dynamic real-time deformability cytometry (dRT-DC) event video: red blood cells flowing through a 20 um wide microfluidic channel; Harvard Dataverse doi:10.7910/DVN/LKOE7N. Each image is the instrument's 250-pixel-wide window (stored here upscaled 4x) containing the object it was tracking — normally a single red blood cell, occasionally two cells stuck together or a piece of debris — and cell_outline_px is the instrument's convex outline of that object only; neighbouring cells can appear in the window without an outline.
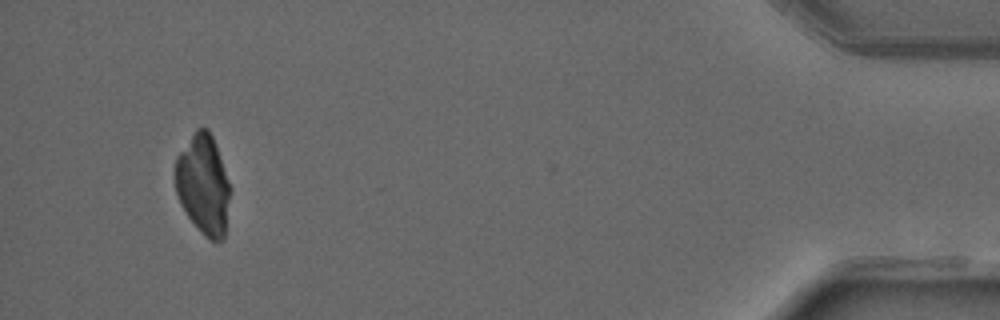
{"species": "common noctule bat (a hibernating species)", "species_latin": "Nyctalus noctula", "temperature_condition": "warm", "stored_images_in_passage": 45, "camera_frame_rate_fps": 3000, "um_per_image_px": 0.085, "animal": {"sex": "male", "forearm_length_mm": 52.5}, "frame": {"image": 1, "passage_image": 41, "time_ms": 13.333, "image_size_px": [1000, 320], "cell_outline_px": [[228, 200], [224, 240], [216, 244], [208, 240], [200, 232], [188, 216], [180, 204], [176, 192], [176, 156], [196, 128], [208, 128], [212, 136], [228, 180]], "centroid_in_image_um": [17.25, 15.72], "position_along_channel_um": 417.9, "area_um2": 31.56}}